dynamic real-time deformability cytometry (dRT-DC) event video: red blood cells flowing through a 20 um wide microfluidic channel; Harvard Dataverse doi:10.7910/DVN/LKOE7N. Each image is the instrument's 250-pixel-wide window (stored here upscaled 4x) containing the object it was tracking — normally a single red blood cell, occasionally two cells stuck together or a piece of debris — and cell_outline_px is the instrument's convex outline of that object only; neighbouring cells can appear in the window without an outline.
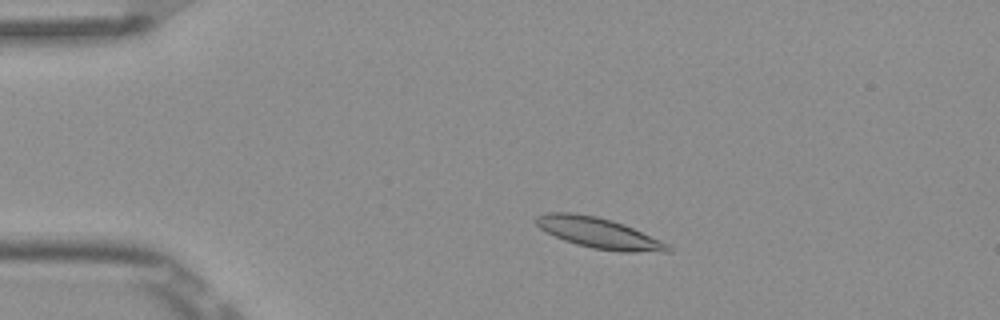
{"species": "Egyptian fruit bat (a non-hibernating species)", "species_latin": "Rousettus aegyptiacus", "temperature_condition": "room temperature", "stored_images_in_passage": 5, "camera_frame_rate_fps": 3000, "um_per_image_px": 0.085, "frame": {"image": 1, "passage_image": 2, "time_ms": 0.333, "image_size_px": [1000, 320], "cell_outline_px": [[672, 252], [620, 252], [592, 248], [576, 244], [564, 240], [540, 228], [536, 224], [536, 216], [544, 212], [572, 212], [596, 216], [612, 220], [624, 224], [660, 240], [668, 244], [672, 248]], "centroid_in_image_um": [50.91, 19.8], "position_along_channel_um": 34.1, "area_um2": 23.52}}
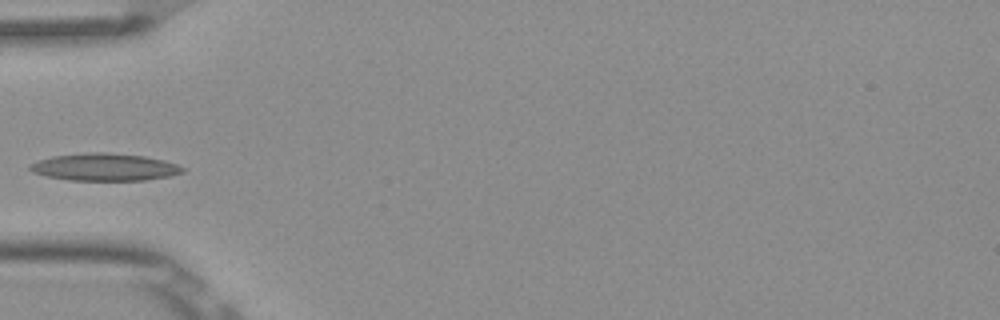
{"frame": {"image": 2, "passage_image": 4, "time_ms": 1.0, "image_size_px": [1000, 320], "cell_outline_px": [[184, 172], [172, 176], [144, 180], [68, 180], [48, 176], [32, 172], [28, 168], [28, 164], [52, 156], [84, 152], [108, 152], [144, 156], [164, 160], [176, 164], [184, 168]], "centroid_in_image_um": [8.89, 14.19], "position_along_channel_um": 76.1, "area_um2": 24.45}}
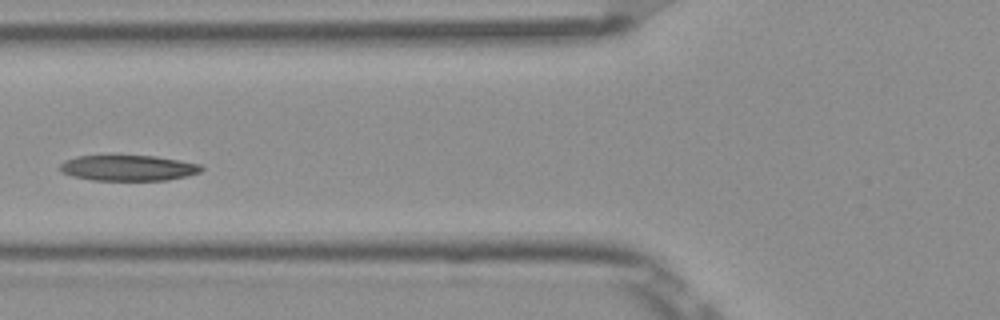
{"frame": {"image": 3, "passage_image": 5, "time_ms": 1.333, "image_size_px": [1000, 320], "cell_outline_px": [[204, 168], [200, 172], [188, 176], [168, 180], [92, 180], [72, 176], [60, 172], [56, 168], [64, 160], [76, 156], [156, 156], [180, 160], [200, 164]], "centroid_in_image_um": [10.87, 14.28], "position_along_channel_um": 114.9, "area_um2": 21.33}}